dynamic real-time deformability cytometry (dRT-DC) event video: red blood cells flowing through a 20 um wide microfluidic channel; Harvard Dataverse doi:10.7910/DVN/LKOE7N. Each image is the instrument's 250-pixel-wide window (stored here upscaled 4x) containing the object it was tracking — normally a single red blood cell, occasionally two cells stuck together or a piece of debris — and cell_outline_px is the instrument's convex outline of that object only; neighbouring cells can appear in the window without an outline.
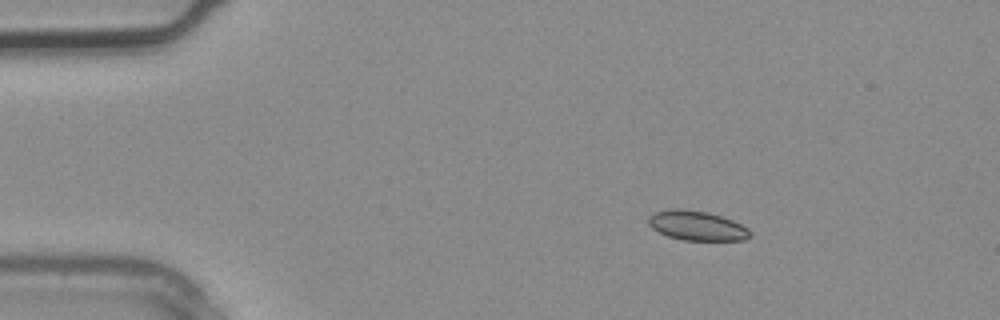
{"species": "common noctule bat (a hibernating species)", "species_latin": "Nyctalus noctula", "temperature_condition": "warm", "stored_images_in_passage": 4, "camera_frame_rate_fps": 3000, "um_per_image_px": 0.085, "animal": {"sex": "male", "body_mass_g": 20.4}, "frame": {"image": 1, "passage_image": 1, "time_ms": 0.0, "image_size_px": [1000, 320], "cell_outline_px": [[752, 236], [744, 240], [684, 240], [668, 236], [652, 228], [648, 224], [648, 216], [656, 212], [676, 208], [680, 208], [708, 212], [732, 220], [748, 228], [752, 232]], "centroid_in_image_um": [59.25, 19.18], "position_along_channel_um": 25.7, "area_um2": 17.46}}